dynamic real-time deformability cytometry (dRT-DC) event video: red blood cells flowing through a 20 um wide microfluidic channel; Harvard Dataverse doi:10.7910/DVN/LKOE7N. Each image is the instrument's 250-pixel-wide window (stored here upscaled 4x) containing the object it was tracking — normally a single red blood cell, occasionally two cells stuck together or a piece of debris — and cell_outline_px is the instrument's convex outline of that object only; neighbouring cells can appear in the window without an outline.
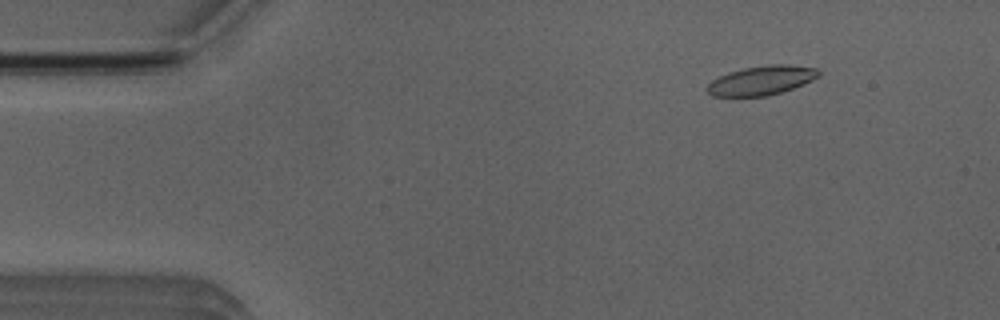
{"species": "Egyptian fruit bat (a non-hibernating species)", "species_latin": "Rousettus aegyptiacus", "temperature_condition": "room temperature", "stored_images_in_passage": 53, "camera_frame_rate_fps": 3000, "um_per_image_px": 0.085, "animal": {"sex": "male"}, "frame": {"image": 1, "passage_image": 7, "time_ms": 2.0, "image_size_px": [1000, 320], "cell_outline_px": [[820, 76], [812, 80], [792, 88], [768, 96], [712, 96], [704, 88], [712, 80], [728, 72], [744, 68], [768, 64], [788, 64], [816, 68], [820, 72]], "centroid_in_image_um": [64.71, 6.83], "position_along_channel_um": 20.3, "area_um2": 18.96}}
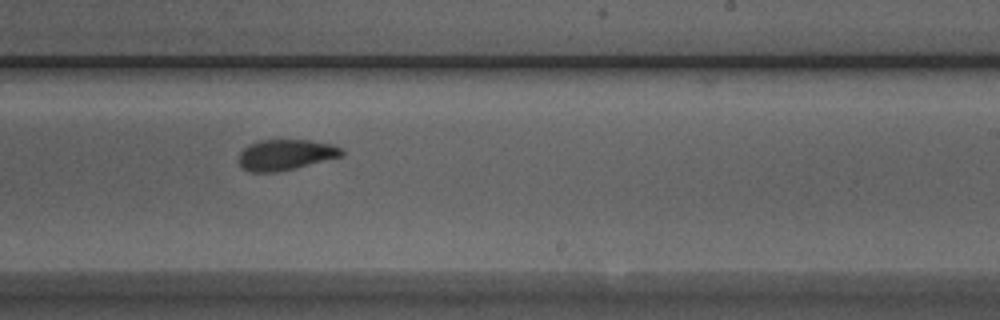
{"frame": {"image": 2, "passage_image": 32, "time_ms": 10.333, "image_size_px": [1000, 320], "cell_outline_px": [[344, 156], [296, 168], [276, 172], [248, 172], [240, 168], [240, 152], [248, 144], [260, 140], [312, 140], [332, 144], [344, 148]], "centroid_in_image_um": [24.31, 13.16], "position_along_channel_um": 264.7, "area_um2": 18.73}}
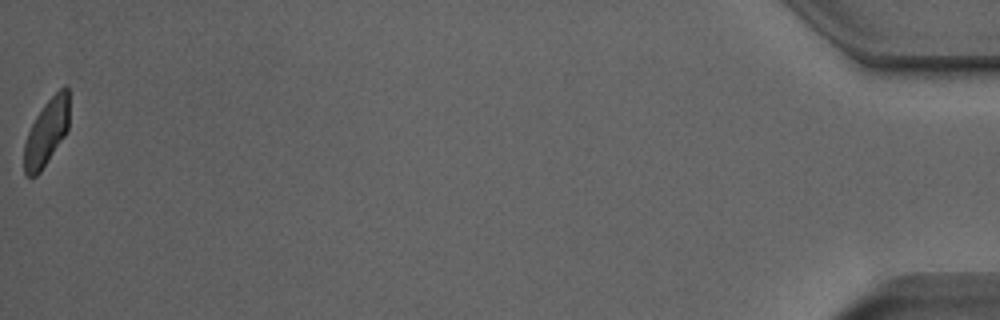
{"frame": {"image": 3, "passage_image": 53, "time_ms": 17.333, "image_size_px": [1000, 320], "cell_outline_px": [[68, 128], [64, 136], [40, 172], [36, 176], [28, 176], [24, 172], [24, 144], [28, 132], [36, 116], [44, 104], [64, 84], [68, 88]], "centroid_in_image_um": [3.94, 11.24], "position_along_channel_um": 431.3, "area_um2": 17.17}, "authors_computed_cell_mechanics": {"area_um2": 18.9006, "velocity_mm_per_s": 3.902, "shape_relaxation_time_tau1_ms": 2.8559, "shape_relaxation_time_tau2_ms": 1.2531, "deformation_change_tau1": 0.1274, "deformation_change_tau2": 0.0776}}